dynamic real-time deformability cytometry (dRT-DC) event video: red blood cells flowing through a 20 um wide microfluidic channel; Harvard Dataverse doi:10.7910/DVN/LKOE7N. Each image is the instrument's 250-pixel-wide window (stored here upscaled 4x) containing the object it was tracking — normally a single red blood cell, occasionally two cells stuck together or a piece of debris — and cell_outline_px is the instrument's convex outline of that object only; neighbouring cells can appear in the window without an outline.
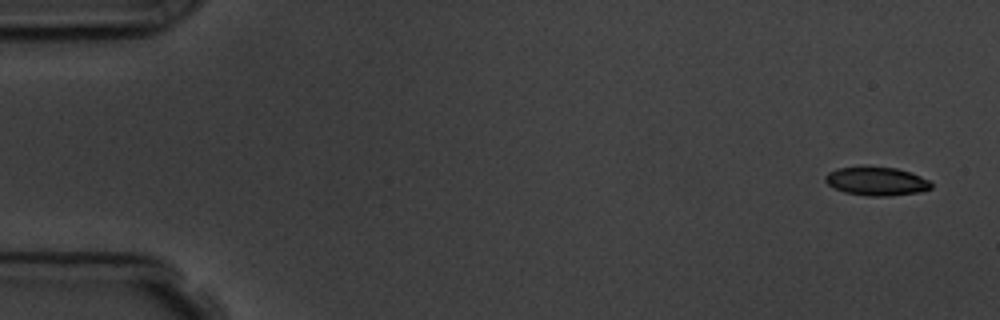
{"species": "common noctule bat (a hibernating species)", "species_latin": "Nyctalus noctula", "temperature_condition": "room temperature", "stored_images_in_passage": 4, "camera_frame_rate_fps": 3000, "um_per_image_px": 0.085, "animal": {"sex": "male", "body_mass_g": 19.5, "forearm_length_mm": 54.6}, "frame": {"image": 1, "passage_image": 1, "time_ms": 0.0, "image_size_px": [1000, 320], "cell_outline_px": [[932, 188], [920, 192], [888, 196], [868, 196], [844, 192], [828, 184], [824, 180], [824, 176], [828, 172], [836, 168], [896, 168], [912, 172], [928, 180], [932, 184]], "centroid_in_image_um": [74.52, 15.42], "position_along_channel_um": 10.5, "area_um2": 17.34}}